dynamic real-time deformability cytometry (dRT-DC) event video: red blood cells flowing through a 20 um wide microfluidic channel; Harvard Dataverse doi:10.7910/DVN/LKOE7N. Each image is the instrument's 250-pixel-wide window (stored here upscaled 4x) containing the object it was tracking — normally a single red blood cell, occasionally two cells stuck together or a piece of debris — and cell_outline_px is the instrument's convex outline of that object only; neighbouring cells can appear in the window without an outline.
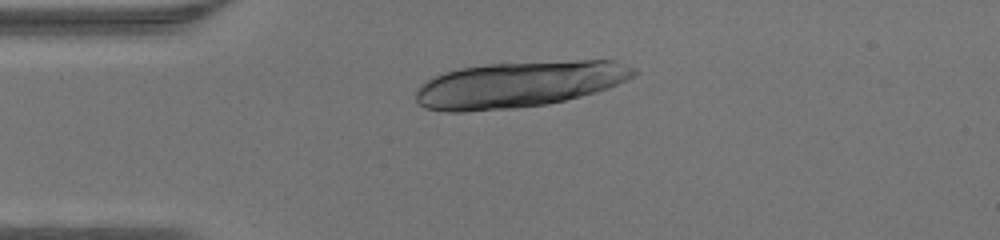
{"species": "human", "species_latin": "Homo sapiens", "temperature_condition": "warm", "stored_images_in_passage": 36, "camera_frame_rate_fps": 3000, "um_per_image_px": 0.085, "donor": {"sex": "male"}, "frame": {"image": 1, "passage_image": 1, "time_ms": 0.0, "image_size_px": [1000, 240], "cell_outline_px": [[640, 72], [636, 76], [608, 88], [580, 96], [548, 104], [516, 108], [464, 112], [448, 112], [424, 108], [416, 100], [416, 88], [420, 84], [432, 76], [444, 72], [460, 68], [488, 64], [576, 60], [616, 60], [636, 68]], "centroid_in_image_um": [44.12, 7.17], "position_along_channel_um": 40.9, "area_um2": 59.01}}
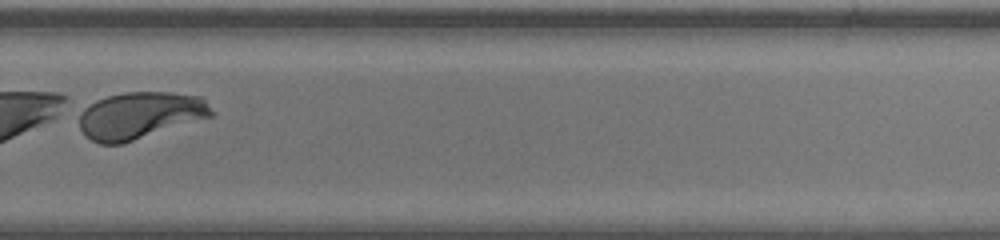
{"frame": {"image": 2, "passage_image": 22, "time_ms": 7.0, "image_size_px": [1000, 240], "cell_outline_px": [[212, 116], [120, 144], [100, 144], [84, 136], [80, 128], [80, 116], [84, 108], [96, 100], [108, 96], [124, 92], [172, 92], [204, 96], [212, 112]], "centroid_in_image_um": [11.89, 9.79], "position_along_channel_um": 317.9, "area_um2": 35.95}}